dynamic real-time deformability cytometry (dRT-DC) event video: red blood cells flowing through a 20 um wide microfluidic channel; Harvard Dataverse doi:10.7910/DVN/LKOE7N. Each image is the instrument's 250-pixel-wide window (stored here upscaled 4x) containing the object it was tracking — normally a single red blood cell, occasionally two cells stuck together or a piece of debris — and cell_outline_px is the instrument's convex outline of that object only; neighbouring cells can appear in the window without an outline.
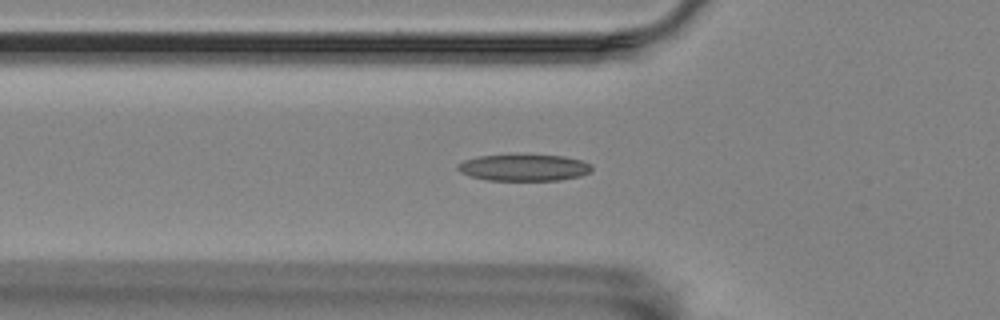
{"species": "Egyptian fruit bat (a non-hibernating species)", "species_latin": "Rousettus aegyptiacus", "temperature_condition": "room temperature", "stored_images_in_passage": 40, "camera_frame_rate_fps": 3000, "um_per_image_px": 0.085, "animal": {"sex": "female"}, "frame": {"image": 1, "passage_image": 4, "time_ms": 1.0, "image_size_px": [1000, 320], "cell_outline_px": [[592, 172], [580, 176], [560, 180], [488, 180], [472, 176], [460, 172], [456, 168], [456, 164], [464, 160], [480, 156], [564, 156], [580, 160], [592, 164]], "centroid_in_image_um": [44.56, 14.26], "position_along_channel_um": 81.2, "area_um2": 20.4}}
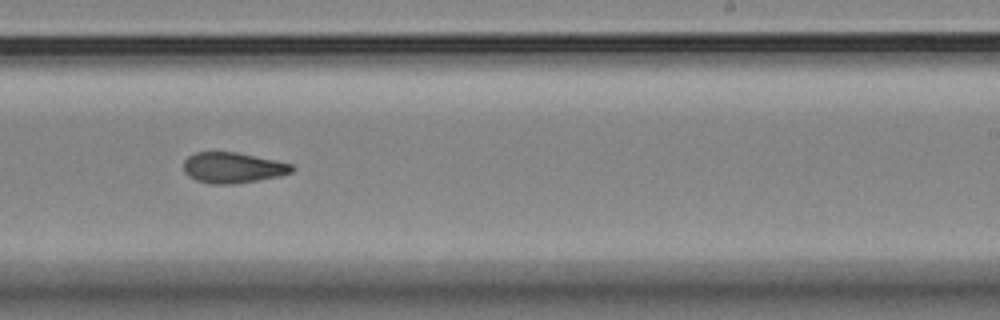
{"frame": {"image": 2, "passage_image": 20, "time_ms": 6.333, "image_size_px": [1000, 320], "cell_outline_px": [[296, 168], [292, 172], [280, 176], [236, 184], [212, 184], [196, 180], [188, 176], [184, 172], [184, 160], [188, 156], [196, 152], [236, 152], [276, 160], [292, 164]], "centroid_in_image_um": [19.8, 14.26], "position_along_channel_um": 269.2, "area_um2": 19.48}}
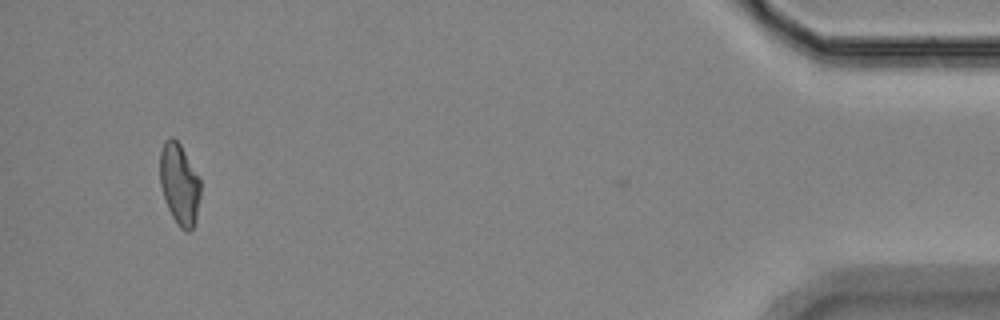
{"frame": {"image": 3, "passage_image": 39, "time_ms": 12.667, "image_size_px": [1000, 320], "cell_outline_px": [[200, 196], [196, 220], [192, 228], [188, 232], [184, 232], [176, 224], [168, 208], [160, 184], [160, 152], [164, 140], [172, 136], [180, 144], [200, 180]], "centroid_in_image_um": [15.24, 15.67], "position_along_channel_um": 420.0, "area_um2": 19.13}, "authors_computed_cell_mechanics": {"area_um2": 19.5942, "velocity_mm_per_s": 3.5011, "shape_relaxation_time_tau1_ms": null, "shape_relaxation_time_tau2_ms": 6.8167, "deformation_change_tau1": null, "deformation_change_tau2": 0.1486}}